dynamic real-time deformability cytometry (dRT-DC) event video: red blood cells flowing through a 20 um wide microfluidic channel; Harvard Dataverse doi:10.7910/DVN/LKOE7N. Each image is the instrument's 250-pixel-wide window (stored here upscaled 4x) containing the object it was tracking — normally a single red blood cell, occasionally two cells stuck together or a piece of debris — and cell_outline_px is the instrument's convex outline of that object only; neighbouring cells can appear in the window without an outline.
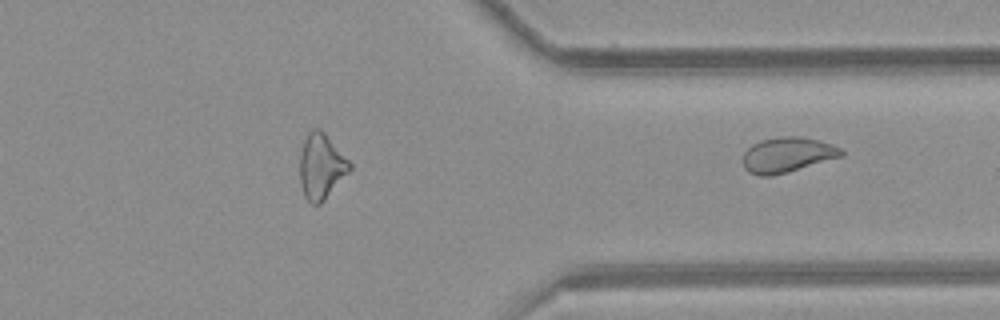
{"species": "common noctule bat (a hibernating species)", "species_latin": "Nyctalus noctula", "temperature_condition": "room temperature", "stored_images_in_passage": 32, "segment_of_instrument_passage": [2, 2], "camera_frame_rate_fps": 3000, "um_per_image_px": 0.085, "animal": {"sex": "female", "body_mass_g": 21.9}, "frame": {"image": 1, "passage_image": 32, "time_ms": 10.333, "image_size_px": [1000, 320], "cell_outline_px": [[844, 156], [788, 172], [772, 176], [760, 176], [748, 172], [744, 168], [744, 152], [752, 144], [760, 140], [780, 136], [800, 136], [820, 140], [832, 144], [840, 148], [844, 152]], "centroid_in_image_um": [66.94, 13.15], "position_along_channel_um": 344.5, "area_um2": 20.35}}